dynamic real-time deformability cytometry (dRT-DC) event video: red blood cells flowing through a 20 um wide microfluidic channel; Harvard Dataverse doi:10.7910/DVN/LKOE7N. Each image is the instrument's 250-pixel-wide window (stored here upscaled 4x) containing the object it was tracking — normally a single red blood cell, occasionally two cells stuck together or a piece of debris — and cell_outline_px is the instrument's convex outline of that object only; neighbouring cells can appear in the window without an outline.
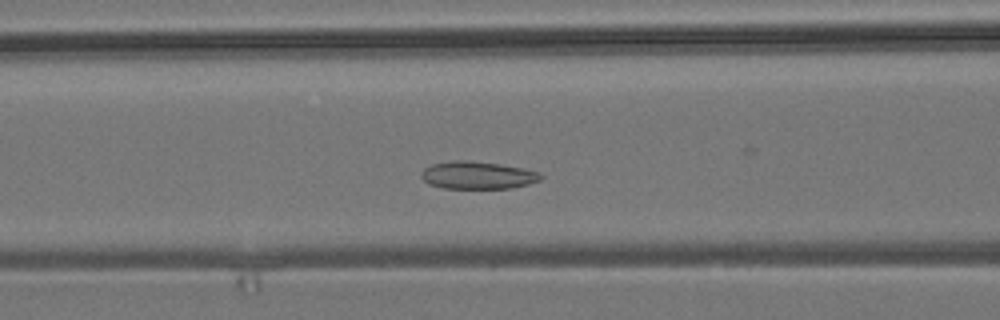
{"species": "common noctule bat (a hibernating species)", "species_latin": "Nyctalus noctula", "temperature_condition": "room temperature", "stored_images_in_passage": 49, "camera_frame_rate_fps": 3000, "um_per_image_px": 0.085, "animal": {"sex": "male", "body_mass_g": 19.2, "forearm_length_mm": 51.8}, "frame": {"image": 1, "passage_image": 17, "time_ms": 5.333, "image_size_px": [1000, 320], "cell_outline_px": [[544, 176], [540, 180], [528, 184], [512, 188], [444, 188], [428, 184], [420, 176], [420, 172], [424, 168], [432, 164], [452, 160], [468, 160], [500, 164], [540, 172]], "centroid_in_image_um": [40.57, 14.89], "position_along_channel_um": 126.0, "area_um2": 19.25}}
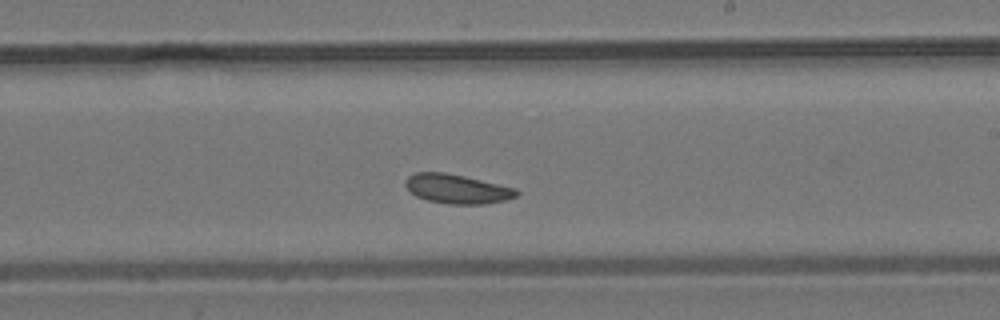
{"frame": {"image": 2, "passage_image": 27, "time_ms": 8.667, "image_size_px": [1000, 320], "cell_outline_px": [[520, 192], [516, 196], [504, 200], [484, 204], [448, 204], [428, 200], [416, 196], [408, 192], [404, 184], [404, 180], [408, 176], [416, 172], [444, 172], [464, 176], [516, 188]], "centroid_in_image_um": [38.8, 16.05], "position_along_channel_um": 250.2, "area_um2": 19.02}}
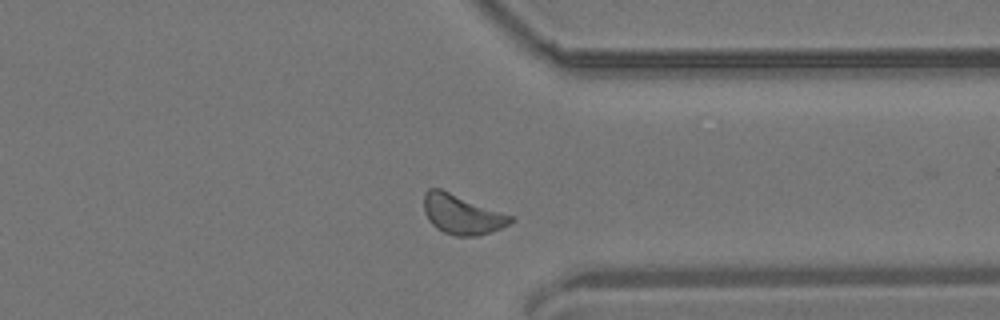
{"frame": {"image": 3, "passage_image": 37, "time_ms": 12.0, "image_size_px": [1000, 320], "cell_outline_px": [[516, 220], [500, 228], [476, 236], [456, 236], [444, 232], [436, 228], [428, 220], [424, 212], [424, 192], [428, 188], [440, 188], [512, 216]], "centroid_in_image_um": [39.22, 18.21], "position_along_channel_um": 372.2, "area_um2": 19.83}, "authors_computed_cell_mechanics": {"area_um2": 19.2474, "velocity_mm_per_s": 3.7331, "shape_relaxation_time_tau1_ms": null, "shape_relaxation_time_tau2_ms": 6.485, "deformation_change_tau1": null, "deformation_change_tau2": 0.1093}}